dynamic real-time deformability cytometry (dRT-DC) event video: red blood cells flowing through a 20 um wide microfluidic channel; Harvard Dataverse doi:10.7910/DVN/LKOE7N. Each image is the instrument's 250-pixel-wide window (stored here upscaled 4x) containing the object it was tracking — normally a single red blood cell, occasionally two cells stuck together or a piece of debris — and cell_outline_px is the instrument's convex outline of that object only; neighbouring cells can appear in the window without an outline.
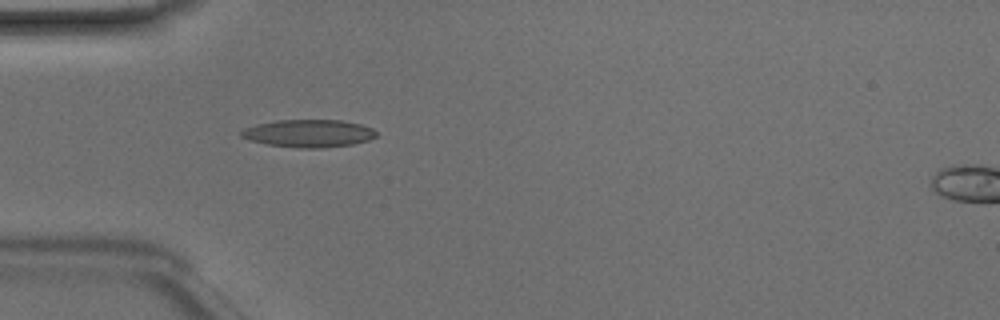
{"species": "Egyptian fruit bat (a non-hibernating species)", "species_latin": "Rousettus aegyptiacus", "temperature_condition": "room temperature", "stored_images_in_passage": 35, "camera_frame_rate_fps": 3000, "um_per_image_px": 0.085, "animal": {"sex": "male"}, "frame": {"image": 1, "passage_image": 2, "time_ms": 0.333, "image_size_px": [1000, 320], "cell_outline_px": [[376, 136], [368, 140], [352, 144], [320, 148], [300, 148], [268, 144], [252, 140], [240, 136], [240, 132], [244, 128], [256, 124], [276, 120], [340, 120], [360, 124], [372, 128], [376, 132]], "centroid_in_image_um": [26.23, 11.33], "position_along_channel_um": 58.8, "area_um2": 21.56}}
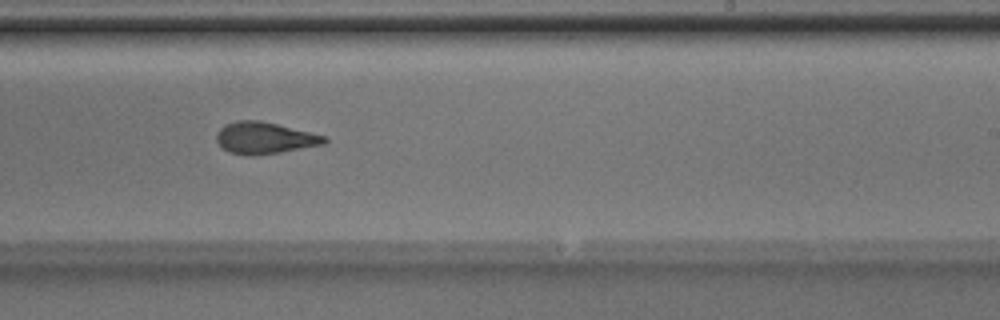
{"frame": {"image": 2, "passage_image": 17, "time_ms": 5.333, "image_size_px": [1000, 320], "cell_outline_px": [[328, 140], [324, 144], [280, 152], [252, 156], [248, 156], [228, 152], [216, 140], [216, 136], [220, 128], [224, 124], [236, 120], [260, 120], [328, 136]], "centroid_in_image_um": [22.49, 11.72], "position_along_channel_um": 266.5, "area_um2": 20.0}}
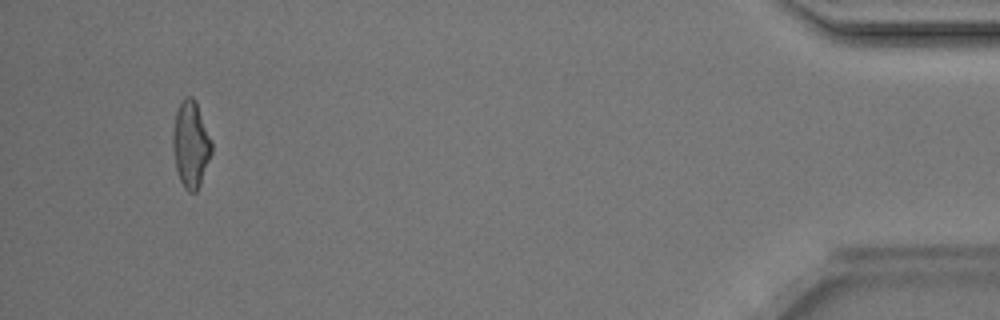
{"frame": {"image": 3, "passage_image": 33, "time_ms": 10.667, "image_size_px": [1000, 320], "cell_outline_px": [[212, 152], [200, 184], [196, 192], [188, 192], [184, 188], [180, 180], [176, 168], [172, 144], [172, 132], [176, 112], [180, 100], [184, 96], [192, 96], [196, 100], [212, 140]], "centroid_in_image_um": [16.21, 12.22], "position_along_channel_um": 419.0, "area_um2": 19.77}, "authors_computed_cell_mechanics": {"area_um2": 19.8832, "velocity_mm_per_s": 4.2298, "shape_relaxation_time_tau1_ms": 5.5266, "shape_relaxation_time_tau2_ms": 1.7808, "deformation_change_tau1": 0.1824, "deformation_change_tau2": 0.102}}